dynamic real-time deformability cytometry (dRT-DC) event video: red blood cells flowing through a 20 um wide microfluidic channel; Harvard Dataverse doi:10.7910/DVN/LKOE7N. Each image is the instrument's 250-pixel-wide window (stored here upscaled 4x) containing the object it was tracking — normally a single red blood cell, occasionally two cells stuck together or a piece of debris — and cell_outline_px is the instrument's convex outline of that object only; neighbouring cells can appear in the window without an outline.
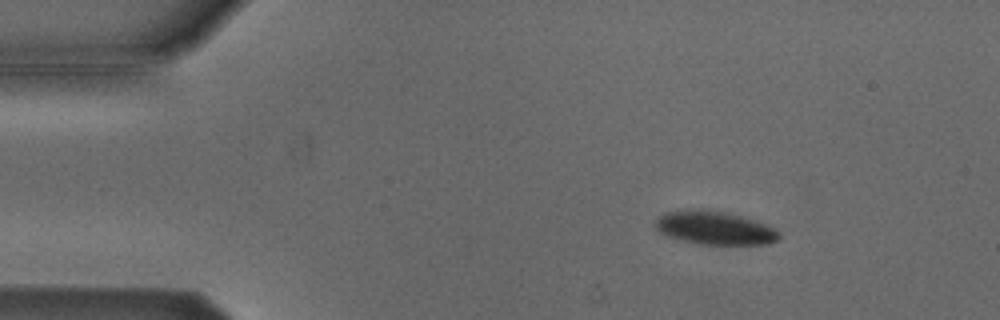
{"species": "Egyptian fruit bat (a non-hibernating species)", "species_latin": "Rousettus aegyptiacus", "temperature_condition": "cold", "stored_images_in_passage": 5, "camera_frame_rate_fps": 3000, "um_per_image_px": 0.085, "animal": {"sex": "male"}, "frame": {"image": 1, "passage_image": 3, "time_ms": 0.667, "image_size_px": [1000, 320], "cell_outline_px": [[780, 240], [768, 244], [700, 244], [668, 236], [660, 232], [652, 224], [664, 212], [696, 208], [724, 212], [740, 216], [764, 224], [772, 228], [780, 236]], "centroid_in_image_um": [60.7, 19.37], "position_along_channel_um": 24.3, "area_um2": 23.76}}